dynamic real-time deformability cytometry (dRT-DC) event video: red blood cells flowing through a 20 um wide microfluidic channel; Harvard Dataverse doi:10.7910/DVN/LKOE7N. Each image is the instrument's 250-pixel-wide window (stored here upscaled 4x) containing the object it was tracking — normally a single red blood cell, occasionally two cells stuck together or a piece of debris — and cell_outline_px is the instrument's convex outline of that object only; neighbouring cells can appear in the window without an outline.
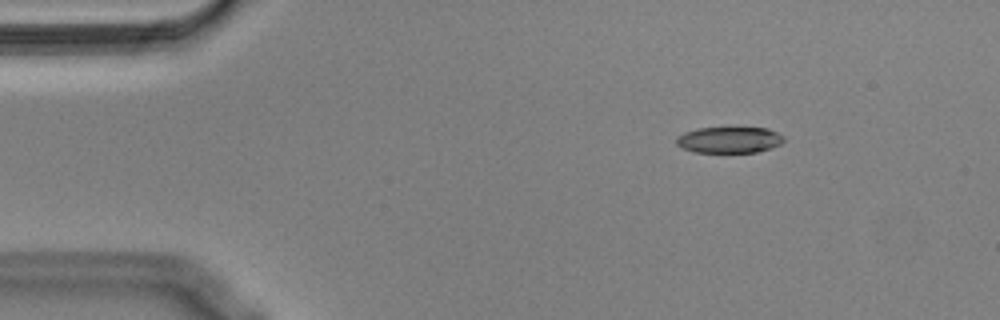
{"species": "Egyptian fruit bat (a non-hibernating species)", "species_latin": "Rousettus aegyptiacus", "temperature_condition": "cold", "stored_images_in_passage": 49, "segment_of_instrument_passage": [1, 2], "camera_frame_rate_fps": 3000, "um_per_image_px": 0.085, "animal": {"sex": "male"}, "frame": {"image": 1, "passage_image": 1, "time_ms": 0.0, "image_size_px": [1000, 320], "cell_outline_px": [[784, 140], [780, 144], [772, 148], [756, 152], [696, 152], [684, 148], [676, 144], [676, 136], [684, 132], [696, 128], [736, 124], [768, 128], [784, 136]], "centroid_in_image_um": [62.01, 11.82], "position_along_channel_um": 23.0, "area_um2": 17.4}}
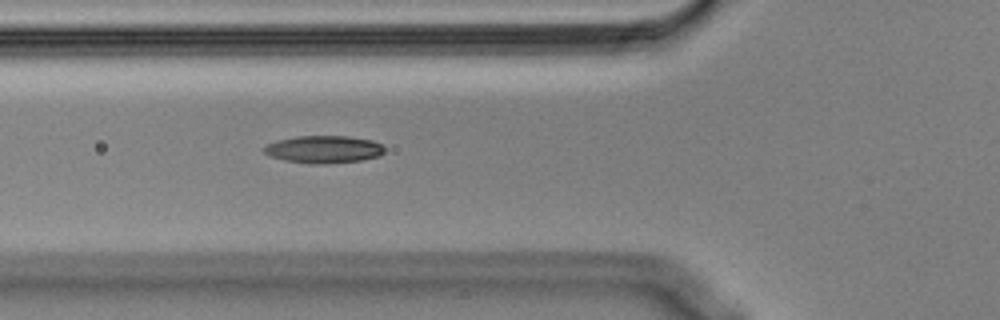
{"frame": {"image": 2, "passage_image": 13, "time_ms": 4.0, "image_size_px": [1000, 320], "cell_outline_px": [[384, 152], [380, 156], [360, 160], [320, 164], [308, 164], [284, 160], [272, 156], [264, 152], [260, 148], [276, 140], [296, 136], [348, 136], [372, 140], [380, 144], [384, 148]], "centroid_in_image_um": [27.49, 12.69], "position_along_channel_um": 98.3, "area_um2": 19.31}}
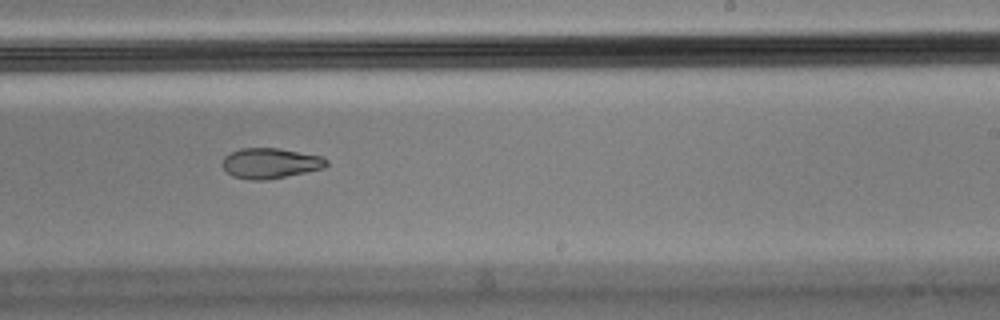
{"frame": {"image": 3, "passage_image": 27, "time_ms": 8.667, "image_size_px": [1000, 320], "cell_outline_px": [[328, 164], [324, 168], [268, 180], [252, 180], [232, 176], [220, 164], [224, 156], [240, 148], [276, 148], [320, 156], [328, 160]], "centroid_in_image_um": [22.94, 13.88], "position_along_channel_um": 266.1, "area_um2": 18.32}}